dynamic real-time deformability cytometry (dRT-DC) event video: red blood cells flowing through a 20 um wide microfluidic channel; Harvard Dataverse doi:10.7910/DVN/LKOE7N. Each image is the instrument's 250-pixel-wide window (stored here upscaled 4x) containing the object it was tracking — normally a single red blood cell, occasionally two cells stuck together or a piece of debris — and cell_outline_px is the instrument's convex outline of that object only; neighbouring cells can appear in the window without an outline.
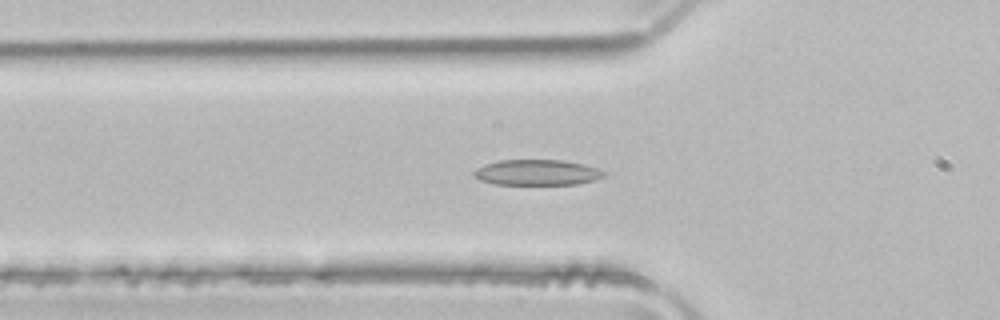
{"species": "common noctule bat (a hibernating species)", "species_latin": "Nyctalus noctula", "temperature_condition": "room temperature", "stored_images_in_passage": 45, "camera_frame_rate_fps": 3000, "um_per_image_px": 0.085, "animal": {"sex": "male", "body_mass_g": 21.5, "forearm_length_mm": 52.0}, "frame": {"image": 1, "passage_image": 16, "time_ms": 5.0, "image_size_px": [1000, 320], "cell_outline_px": [[604, 176], [596, 180], [576, 184], [492, 184], [480, 180], [472, 176], [472, 172], [476, 168], [484, 164], [500, 160], [564, 160], [596, 168], [604, 172]], "centroid_in_image_um": [45.58, 14.66], "position_along_channel_um": 80.2, "area_um2": 19.36}}
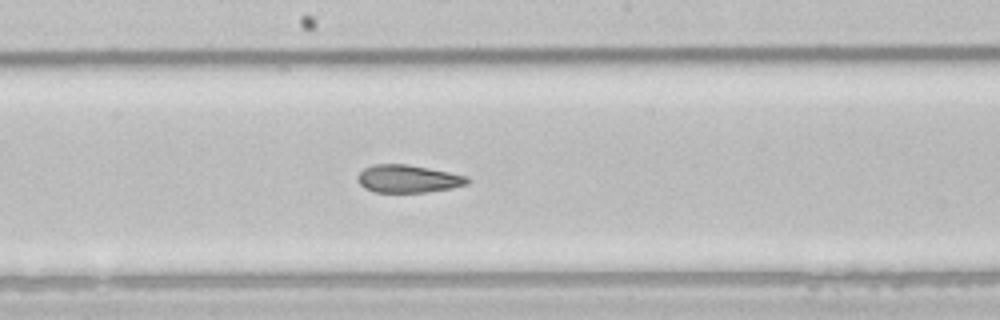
{"frame": {"image": 2, "passage_image": 26, "time_ms": 8.333, "image_size_px": [1000, 320], "cell_outline_px": [[468, 184], [452, 188], [424, 192], [376, 192], [364, 188], [356, 180], [356, 176], [364, 168], [372, 164], [408, 164], [468, 176]], "centroid_in_image_um": [34.64, 15.19], "position_along_channel_um": 213.6, "area_um2": 17.74}}
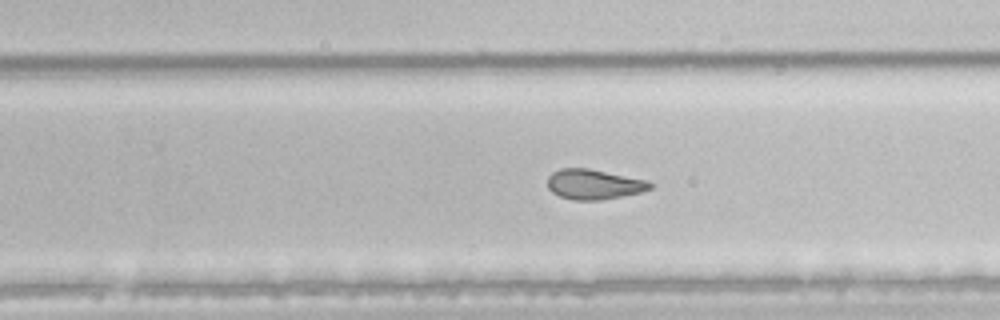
{"frame": {"image": 3, "passage_image": 31, "time_ms": 10.0, "image_size_px": [1000, 320], "cell_outline_px": [[652, 188], [640, 192], [600, 200], [576, 200], [560, 196], [552, 192], [548, 188], [548, 176], [552, 172], [560, 168], [588, 168], [648, 180], [652, 184]], "centroid_in_image_um": [50.47, 15.65], "position_along_channel_um": 279.3, "area_um2": 17.86}, "authors_computed_cell_mechanics": {"area_um2": 19.652, "velocity_mm_per_s": 3.9727, "shape_relaxation_time_tau1_ms": 5.4427, "shape_relaxation_time_tau2_ms": 2.654, "deformation_change_tau1": 0.1592, "deformation_change_tau2": 0.0793}}